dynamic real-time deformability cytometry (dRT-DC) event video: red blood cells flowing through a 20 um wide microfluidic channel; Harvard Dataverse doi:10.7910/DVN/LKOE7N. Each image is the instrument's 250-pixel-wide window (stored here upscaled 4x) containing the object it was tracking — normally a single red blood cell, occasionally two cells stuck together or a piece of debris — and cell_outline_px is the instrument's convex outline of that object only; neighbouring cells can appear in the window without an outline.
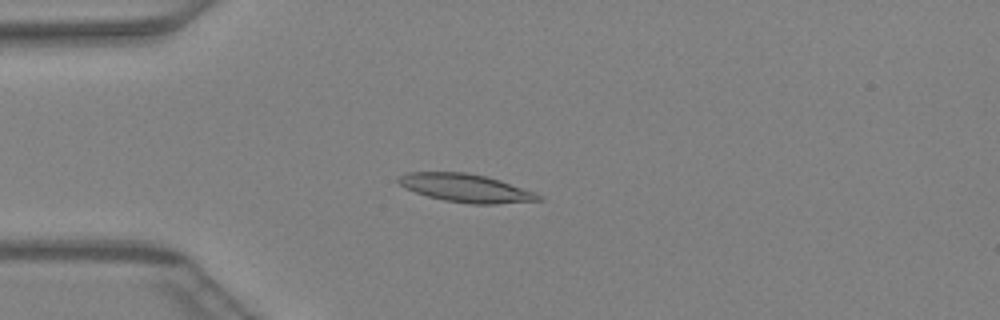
{"species": "Egyptian fruit bat (a non-hibernating species)", "species_latin": "Rousettus aegyptiacus", "temperature_condition": "warm", "stored_images_in_passage": 36, "camera_frame_rate_fps": 3000, "um_per_image_px": 0.085, "animal": {"sex": "female"}, "frame": {"image": 1, "passage_image": 2, "time_ms": 0.333, "image_size_px": [1000, 320], "cell_outline_px": [[544, 200], [496, 204], [468, 204], [444, 200], [428, 196], [404, 188], [396, 180], [400, 176], [408, 172], [464, 172], [484, 176], [500, 180], [536, 192], [544, 196]], "centroid_in_image_um": [39.64, 15.99], "position_along_channel_um": 45.4, "area_um2": 23.06}}
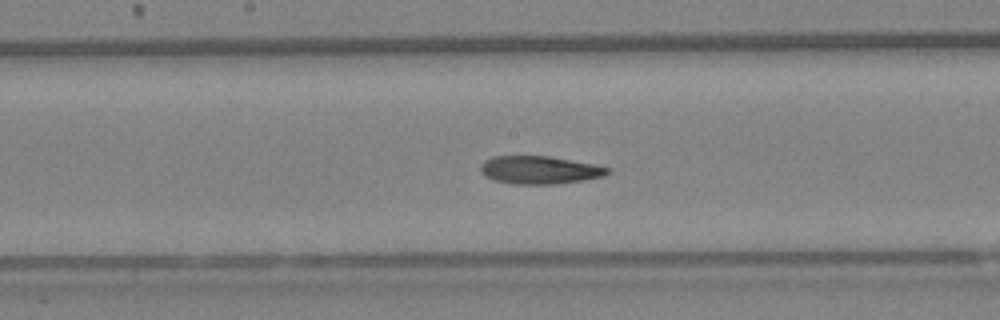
{"frame": {"image": 2, "passage_image": 14, "time_ms": 4.333, "image_size_px": [1000, 320], "cell_outline_px": [[612, 168], [604, 176], [584, 180], [556, 184], [512, 184], [492, 180], [484, 176], [480, 172], [480, 164], [484, 160], [492, 156], [548, 156], [596, 164]], "centroid_in_image_um": [45.84, 14.45], "position_along_channel_um": 202.4, "area_um2": 20.98}}
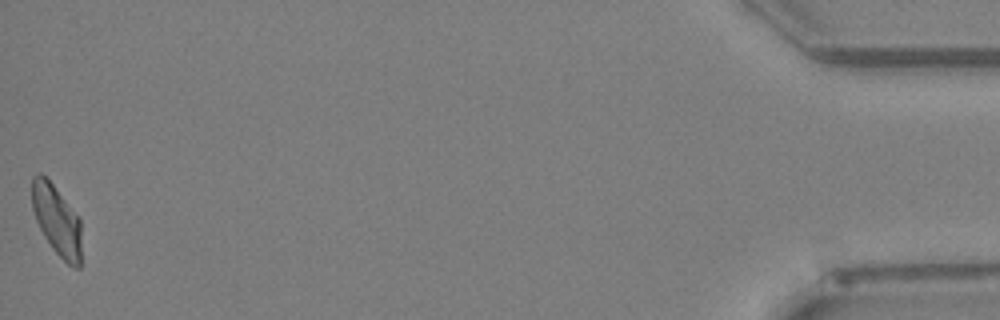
{"frame": {"image": 3, "passage_image": 36, "time_ms": 11.667, "image_size_px": [1000, 320], "cell_outline_px": [[80, 268], [72, 268], [52, 248], [44, 236], [36, 220], [32, 208], [32, 176], [40, 172], [52, 184], [80, 216]], "centroid_in_image_um": [4.83, 18.71], "position_along_channel_um": 430.4, "area_um2": 20.17}}